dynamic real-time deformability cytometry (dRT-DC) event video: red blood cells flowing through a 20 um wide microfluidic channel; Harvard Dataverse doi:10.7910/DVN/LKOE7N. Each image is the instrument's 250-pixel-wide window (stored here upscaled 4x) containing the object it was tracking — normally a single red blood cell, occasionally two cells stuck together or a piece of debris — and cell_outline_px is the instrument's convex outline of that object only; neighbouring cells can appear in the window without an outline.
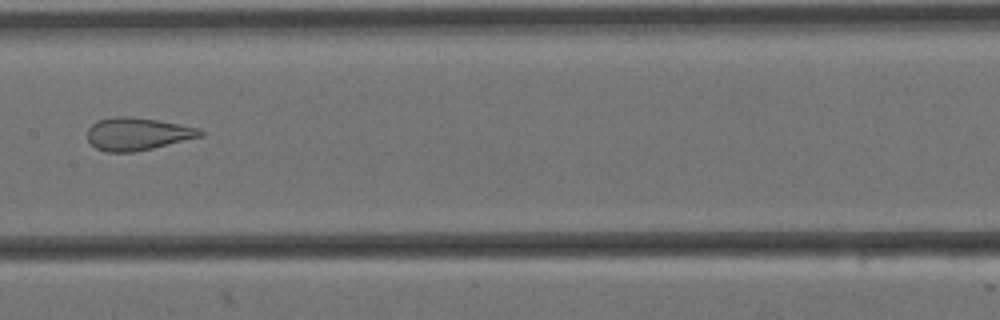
{"species": "Egyptian fruit bat (a non-hibernating species)", "species_latin": "Rousettus aegyptiacus", "temperature_condition": "cold", "stored_images_in_passage": 11, "camera_frame_rate_fps": 3000, "um_per_image_px": 0.085, "animal": {"sex": "female"}, "frame": {"image": 1, "passage_image": 7, "time_ms": 2.0, "image_size_px": [1000, 320], "cell_outline_px": [[204, 136], [152, 148], [132, 152], [104, 152], [96, 148], [88, 140], [88, 128], [96, 120], [116, 116], [132, 116], [156, 120], [200, 128], [204, 132]], "centroid_in_image_um": [11.68, 11.38], "position_along_channel_um": 195.7, "area_um2": 21.5}}
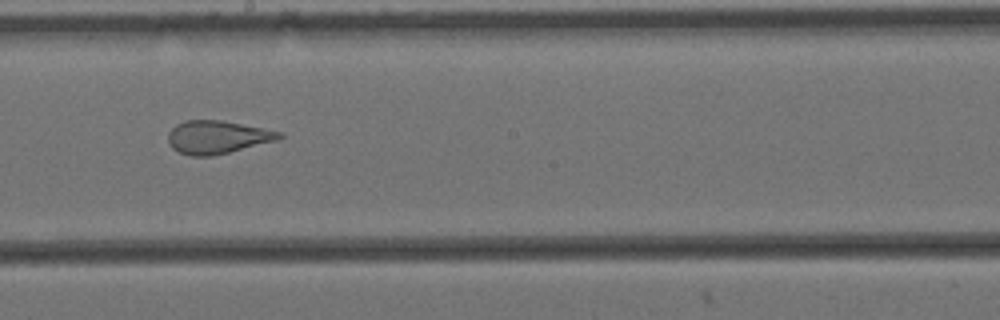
{"frame": {"image": 2, "passage_image": 8, "time_ms": 2.333, "image_size_px": [1000, 320], "cell_outline_px": [[284, 136], [280, 140], [212, 156], [192, 156], [180, 152], [172, 148], [168, 140], [168, 132], [176, 124], [184, 120], [220, 120], [280, 132]], "centroid_in_image_um": [18.46, 11.66], "position_along_channel_um": 229.7, "area_um2": 21.27}}
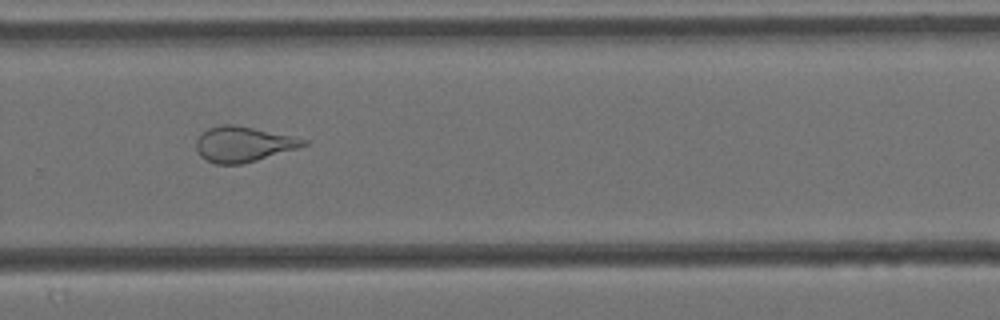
{"frame": {"image": 3, "passage_image": 10, "time_ms": 3.0, "image_size_px": [1000, 320], "cell_outline_px": [[308, 144], [296, 148], [256, 160], [240, 164], [216, 164], [200, 156], [196, 148], [196, 140], [208, 128], [220, 124], [232, 124], [252, 128], [308, 140]], "centroid_in_image_um": [20.62, 12.25], "position_along_channel_um": 309.2, "area_um2": 21.5}}